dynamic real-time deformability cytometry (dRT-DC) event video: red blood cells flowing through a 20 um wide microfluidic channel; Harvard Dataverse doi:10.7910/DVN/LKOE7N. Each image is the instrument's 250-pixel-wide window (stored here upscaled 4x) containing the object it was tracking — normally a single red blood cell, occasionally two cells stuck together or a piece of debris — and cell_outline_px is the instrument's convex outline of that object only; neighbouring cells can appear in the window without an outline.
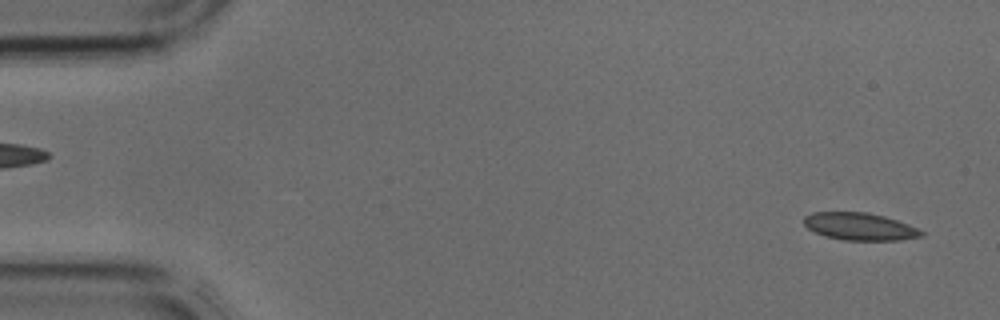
{"species": "common noctule bat (a hibernating species)", "species_latin": "Nyctalus noctula", "temperature_condition": "cold", "stored_images_in_passage": 40, "camera_frame_rate_fps": 3000, "um_per_image_px": 0.085, "animal": {"sex": "male", "body_mass_g": 17.9, "forearm_length_mm": 54.2}, "frame": {"image": 1, "passage_image": 1, "time_ms": 0.0, "image_size_px": [1000, 320], "cell_outline_px": [[924, 236], [900, 240], [844, 240], [824, 236], [808, 228], [804, 224], [804, 216], [812, 212], [868, 212], [884, 216], [908, 224], [924, 232]], "centroid_in_image_um": [73.07, 19.25], "position_along_channel_um": 11.9, "area_um2": 18.73}}
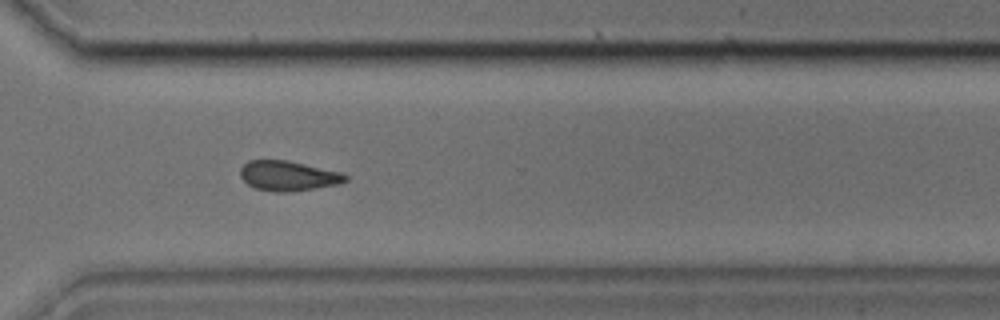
{"frame": {"image": 2, "passage_image": 29, "time_ms": 9.333, "image_size_px": [1000, 320], "cell_outline_px": [[348, 180], [340, 184], [288, 192], [272, 192], [256, 188], [248, 184], [240, 176], [240, 168], [248, 160], [288, 160], [340, 172], [348, 176]], "centroid_in_image_um": [24.49, 14.94], "position_along_channel_um": 346.1, "area_um2": 18.32}}
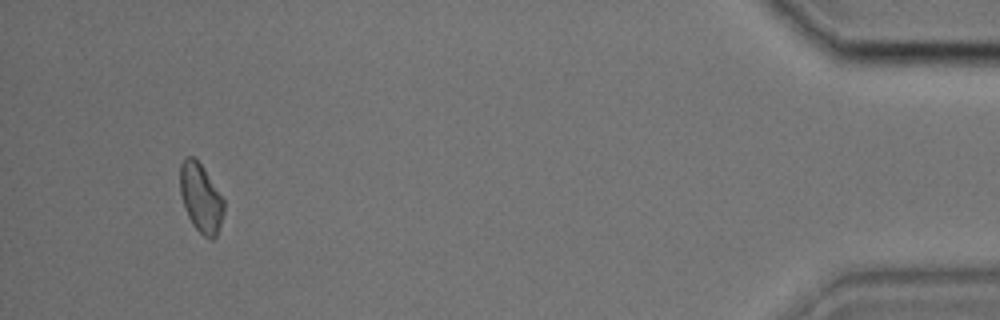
{"frame": {"image": 3, "passage_image": 38, "time_ms": 12.333, "image_size_px": [1000, 320], "cell_outline_px": [[224, 212], [216, 236], [212, 240], [208, 240], [192, 224], [188, 216], [180, 192], [180, 164], [184, 156], [192, 156], [204, 168], [224, 200]], "centroid_in_image_um": [17.07, 16.82], "position_along_channel_um": 418.1, "area_um2": 17.46}}